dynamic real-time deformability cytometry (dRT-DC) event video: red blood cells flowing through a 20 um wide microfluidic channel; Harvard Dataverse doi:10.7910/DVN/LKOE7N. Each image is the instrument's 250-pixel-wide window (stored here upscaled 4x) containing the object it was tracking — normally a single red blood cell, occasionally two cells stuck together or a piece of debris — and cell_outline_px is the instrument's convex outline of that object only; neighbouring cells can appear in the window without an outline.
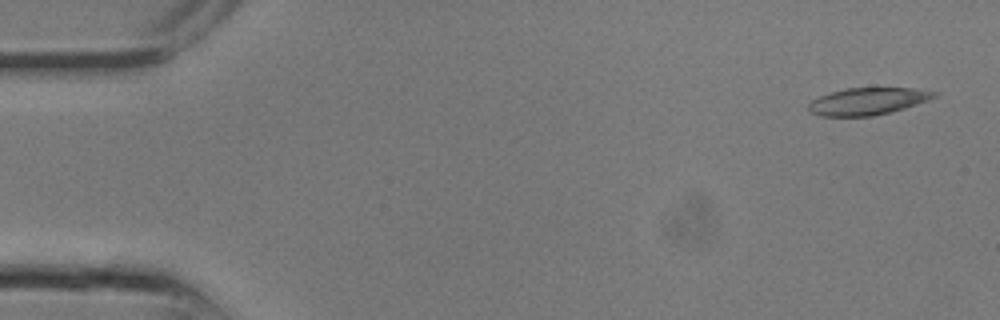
{"species": "common noctule bat (a hibernating species)", "species_latin": "Nyctalus noctula", "temperature_condition": "room temperature", "stored_images_in_passage": 9, "camera_frame_rate_fps": 3000, "um_per_image_px": 0.085, "animal": {"sex": "male", "body_mass_g": 13.3}, "frame": {"image": 1, "passage_image": 1, "time_ms": 0.0, "image_size_px": [1000, 320], "cell_outline_px": [[940, 92], [936, 96], [928, 100], [904, 108], [872, 116], [820, 116], [808, 112], [808, 104], [812, 100], [820, 96], [844, 88], [912, 88]], "centroid_in_image_um": [73.73, 8.61], "position_along_channel_um": 11.3, "area_um2": 19.77}}
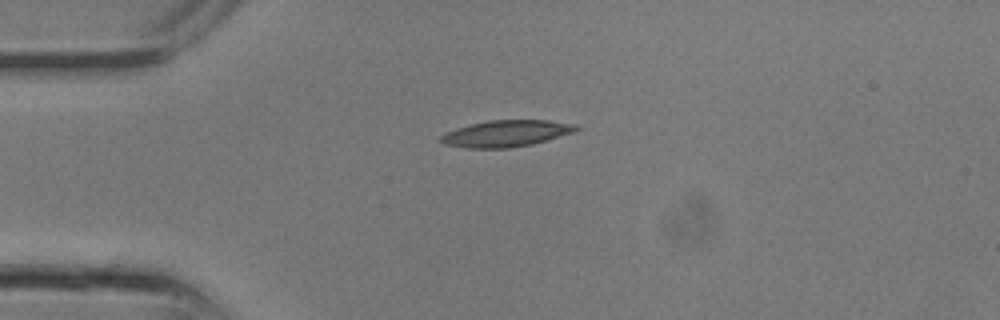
{"frame": {"image": 2, "passage_image": 6, "time_ms": 1.667, "image_size_px": [1000, 320], "cell_outline_px": [[580, 128], [572, 132], [532, 144], [508, 148], [468, 148], [444, 144], [440, 140], [440, 136], [444, 132], [456, 128], [488, 120], [548, 120], [576, 124]], "centroid_in_image_um": [42.98, 11.34], "position_along_channel_um": 42.0, "area_um2": 20.75}}
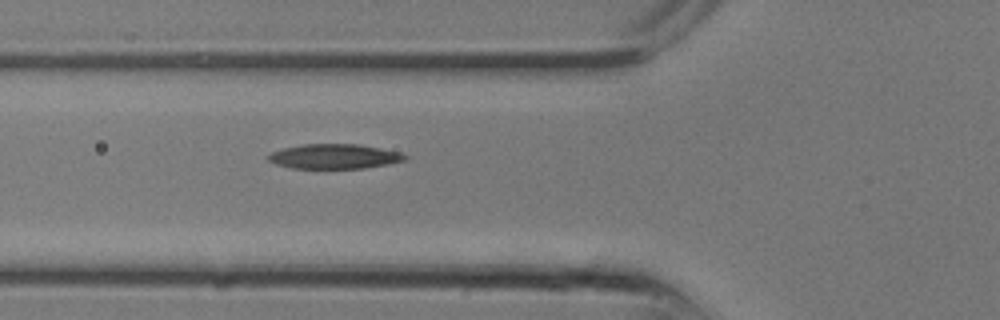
{"frame": {"image": 3, "passage_image": 9, "time_ms": 2.667, "image_size_px": [1000, 320], "cell_outline_px": [[408, 160], [388, 164], [364, 168], [292, 168], [276, 164], [268, 160], [268, 156], [272, 152], [284, 148], [304, 144], [360, 144], [400, 152], [408, 156]], "centroid_in_image_um": [28.47, 13.29], "position_along_channel_um": 97.3, "area_um2": 19.65}}